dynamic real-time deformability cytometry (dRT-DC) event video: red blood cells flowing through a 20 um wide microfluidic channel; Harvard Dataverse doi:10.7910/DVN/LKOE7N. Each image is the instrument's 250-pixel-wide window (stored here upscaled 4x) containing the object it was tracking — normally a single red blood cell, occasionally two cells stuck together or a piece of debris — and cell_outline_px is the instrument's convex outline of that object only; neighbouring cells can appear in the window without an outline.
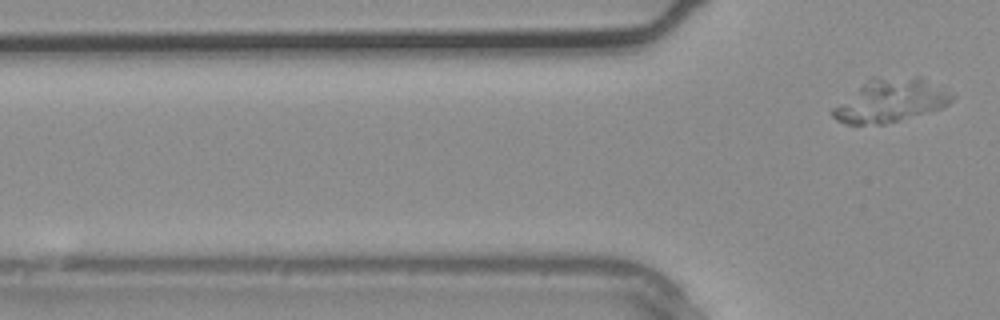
{"species": "common noctule bat (a hibernating species)", "species_latin": "Nyctalus noctula", "temperature_condition": "warm", "stored_images_in_passage": 3, "segment_of_instrument_passage": [2, 2], "camera_frame_rate_fps": 3000, "um_per_image_px": 0.085, "animal": {"sex": "male", "body_mass_g": 20.4}, "frame": {"image": 1, "passage_image": 3, "time_ms": 0.667, "image_size_px": [1000, 320], "cell_outline_px": [[952, 100], [948, 104], [940, 108], [884, 124], [844, 124], [836, 120], [832, 116], [832, 108], [872, 76], [920, 76], [952, 96]], "centroid_in_image_um": [75.62, 8.53], "position_along_channel_um": 50.2, "area_um2": 29.48}}